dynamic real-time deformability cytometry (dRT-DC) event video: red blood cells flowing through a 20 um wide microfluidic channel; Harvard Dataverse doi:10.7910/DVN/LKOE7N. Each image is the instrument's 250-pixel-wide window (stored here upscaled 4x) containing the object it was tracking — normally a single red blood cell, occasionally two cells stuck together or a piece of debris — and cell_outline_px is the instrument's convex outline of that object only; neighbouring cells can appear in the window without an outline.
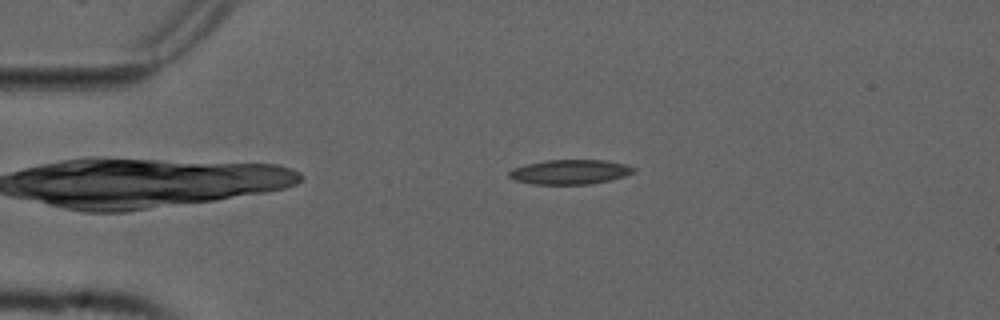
{"species": "common noctule bat (a hibernating species)", "species_latin": "Nyctalus noctula", "temperature_condition": "cold", "stored_images_in_passage": 49, "camera_frame_rate_fps": 3000, "um_per_image_px": 0.085, "animal": {"sex": "male", "forearm_length_mm": 52.5}, "frame": {"image": 1, "passage_image": 7, "time_ms": 2.0, "image_size_px": [1000, 320], "cell_outline_px": [[636, 172], [624, 176], [608, 180], [588, 184], [532, 184], [516, 180], [508, 176], [508, 172], [512, 168], [544, 160], [608, 160], [628, 164], [636, 168]], "centroid_in_image_um": [48.48, 14.6], "position_along_channel_um": 36.5, "area_um2": 17.92}}
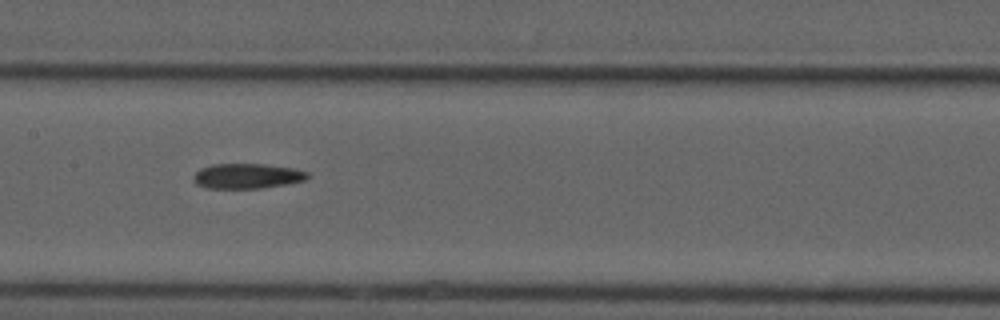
{"frame": {"image": 2, "passage_image": 22, "time_ms": 7.0, "image_size_px": [1000, 320], "cell_outline_px": [[312, 176], [304, 180], [288, 184], [260, 188], [208, 188], [196, 184], [192, 180], [192, 176], [200, 168], [212, 164], [264, 164], [292, 168], [308, 172]], "centroid_in_image_um": [20.99, 14.96], "position_along_channel_um": 186.4, "area_um2": 16.76}}
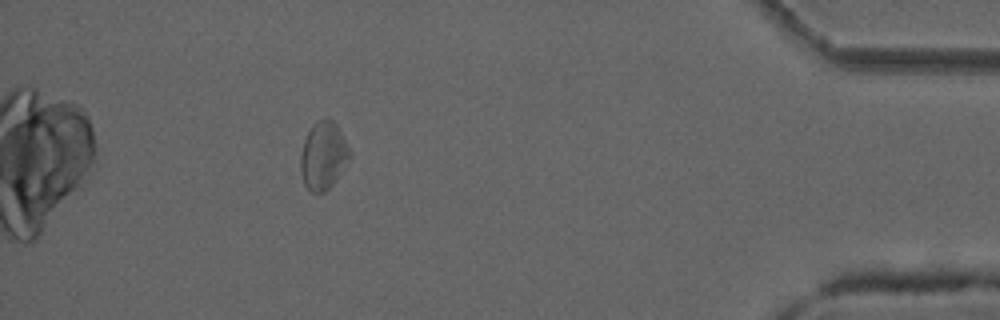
{"frame": {"image": 3, "passage_image": 44, "time_ms": 14.333, "image_size_px": [1000, 320], "cell_outline_px": [[352, 152], [336, 180], [324, 192], [312, 192], [304, 184], [300, 172], [300, 156], [304, 140], [312, 124], [316, 120], [332, 120], [336, 124]], "centroid_in_image_um": [27.46, 13.23], "position_along_channel_um": 407.7, "area_um2": 19.19}}